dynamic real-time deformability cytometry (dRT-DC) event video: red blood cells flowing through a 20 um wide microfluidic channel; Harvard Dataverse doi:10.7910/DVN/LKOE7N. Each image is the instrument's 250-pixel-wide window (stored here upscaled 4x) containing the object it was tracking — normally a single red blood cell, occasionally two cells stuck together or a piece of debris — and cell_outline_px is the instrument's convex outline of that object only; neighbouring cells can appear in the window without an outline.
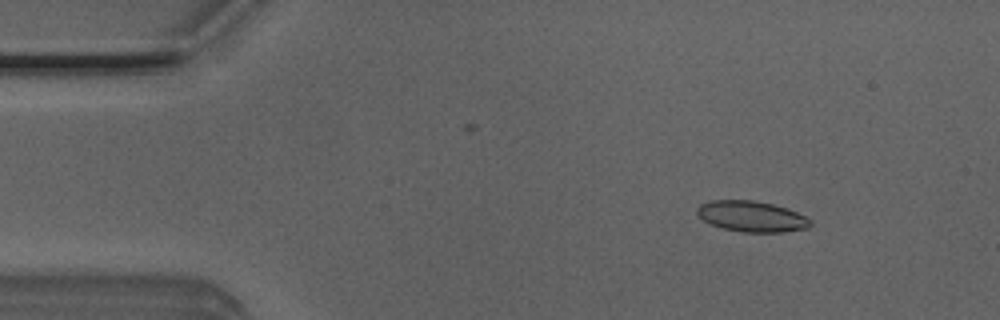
{"species": "Egyptian fruit bat (a non-hibernating species)", "species_latin": "Rousettus aegyptiacus", "temperature_condition": "room temperature", "stored_images_in_passage": 50, "camera_frame_rate_fps": 3000, "um_per_image_px": 0.085, "animal": {"sex": "male"}, "frame": {"image": 1, "passage_image": 6, "time_ms": 1.667, "image_size_px": [1000, 320], "cell_outline_px": [[812, 224], [808, 228], [784, 232], [740, 232], [724, 228], [712, 224], [704, 220], [696, 212], [696, 208], [700, 204], [712, 200], [752, 200], [772, 204], [788, 208], [812, 220]], "centroid_in_image_um": [63.91, 18.39], "position_along_channel_um": 21.1, "area_um2": 20.29}}
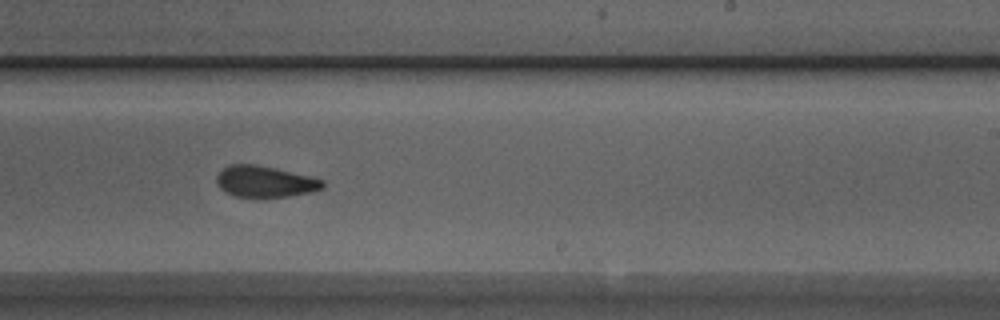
{"frame": {"image": 2, "passage_image": 30, "time_ms": 9.667, "image_size_px": [1000, 320], "cell_outline_px": [[324, 188], [312, 192], [288, 196], [232, 196], [224, 192], [216, 184], [216, 176], [228, 164], [256, 164], [276, 168], [324, 180]], "centroid_in_image_um": [22.49, 15.42], "position_along_channel_um": 266.5, "area_um2": 19.25}}
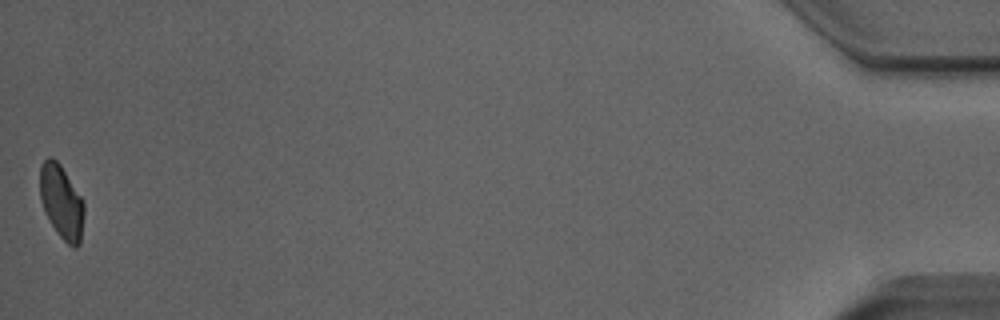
{"frame": {"image": 3, "passage_image": 50, "time_ms": 16.333, "image_size_px": [1000, 320], "cell_outline_px": [[84, 216], [80, 244], [76, 248], [72, 248], [56, 232], [40, 200], [40, 164], [48, 156], [52, 156], [60, 164], [84, 200]], "centroid_in_image_um": [5.24, 17.15], "position_along_channel_um": 430.0, "area_um2": 19.07}, "authors_computed_cell_mechanics": {"area_um2": 19.941, "velocity_mm_per_s": 4.0119, "shape_relaxation_time_tau1_ms": 8.2569, "shape_relaxation_time_tau2_ms": 1.7668, "deformation_change_tau1": 0.1727, "deformation_change_tau2": 0.0614}}